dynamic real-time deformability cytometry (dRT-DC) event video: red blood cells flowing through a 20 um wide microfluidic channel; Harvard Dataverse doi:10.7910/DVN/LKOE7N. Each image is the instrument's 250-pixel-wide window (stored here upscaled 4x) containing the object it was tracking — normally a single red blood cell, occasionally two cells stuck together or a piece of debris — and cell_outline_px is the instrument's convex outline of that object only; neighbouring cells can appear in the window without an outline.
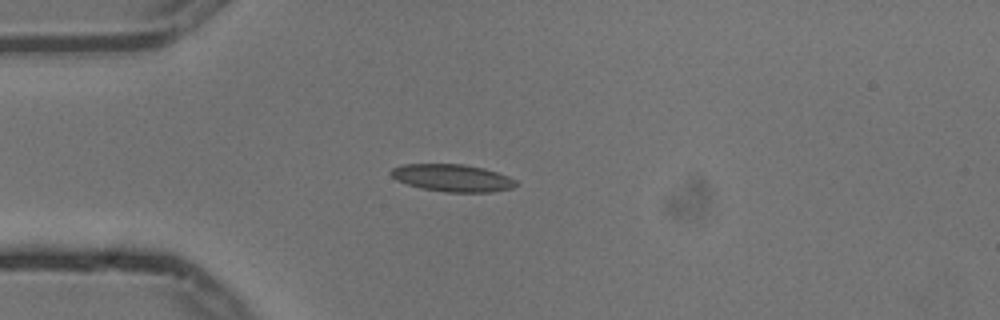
{"species": "common noctule bat (a hibernating species)", "species_latin": "Nyctalus noctula", "temperature_condition": "cold", "stored_images_in_passage": 4, "camera_frame_rate_fps": 3000, "um_per_image_px": 0.085, "animal": {"sex": "male", "body_mass_g": 13.3}, "frame": {"image": 1, "passage_image": 4, "time_ms": 1.0, "image_size_px": [1000, 320], "cell_outline_px": [[520, 184], [512, 188], [492, 192], [448, 192], [420, 188], [396, 180], [388, 172], [392, 168], [400, 164], [464, 164], [484, 168], [508, 176], [516, 180]], "centroid_in_image_um": [38.45, 15.12], "position_along_channel_um": 46.5, "area_um2": 20.06}}